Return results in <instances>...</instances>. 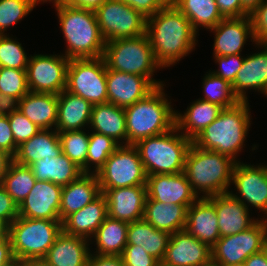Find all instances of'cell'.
<instances>
[{
  "instance_id": "obj_1",
  "label": "cell",
  "mask_w": 267,
  "mask_h": 266,
  "mask_svg": "<svg viewBox=\"0 0 267 266\" xmlns=\"http://www.w3.org/2000/svg\"><path fill=\"white\" fill-rule=\"evenodd\" d=\"M146 33L162 69L190 54L198 41L191 22L172 2L146 18Z\"/></svg>"
},
{
  "instance_id": "obj_2",
  "label": "cell",
  "mask_w": 267,
  "mask_h": 266,
  "mask_svg": "<svg viewBox=\"0 0 267 266\" xmlns=\"http://www.w3.org/2000/svg\"><path fill=\"white\" fill-rule=\"evenodd\" d=\"M248 101L224 108L220 115L197 136L192 143L200 149L227 155L238 162L251 125Z\"/></svg>"
},
{
  "instance_id": "obj_3",
  "label": "cell",
  "mask_w": 267,
  "mask_h": 266,
  "mask_svg": "<svg viewBox=\"0 0 267 266\" xmlns=\"http://www.w3.org/2000/svg\"><path fill=\"white\" fill-rule=\"evenodd\" d=\"M235 164L227 155L200 149L192 143L185 158L184 173L198 198H209L230 191Z\"/></svg>"
},
{
  "instance_id": "obj_4",
  "label": "cell",
  "mask_w": 267,
  "mask_h": 266,
  "mask_svg": "<svg viewBox=\"0 0 267 266\" xmlns=\"http://www.w3.org/2000/svg\"><path fill=\"white\" fill-rule=\"evenodd\" d=\"M55 9L67 43L63 55L70 60L103 57L106 41L100 32L95 11L69 5Z\"/></svg>"
},
{
  "instance_id": "obj_5",
  "label": "cell",
  "mask_w": 267,
  "mask_h": 266,
  "mask_svg": "<svg viewBox=\"0 0 267 266\" xmlns=\"http://www.w3.org/2000/svg\"><path fill=\"white\" fill-rule=\"evenodd\" d=\"M164 92L156 87L145 98L125 107L127 144L166 133L176 126V111Z\"/></svg>"
},
{
  "instance_id": "obj_6",
  "label": "cell",
  "mask_w": 267,
  "mask_h": 266,
  "mask_svg": "<svg viewBox=\"0 0 267 266\" xmlns=\"http://www.w3.org/2000/svg\"><path fill=\"white\" fill-rule=\"evenodd\" d=\"M192 141L175 126L166 133L139 140V151L147 176L184 172L185 158Z\"/></svg>"
},
{
  "instance_id": "obj_7",
  "label": "cell",
  "mask_w": 267,
  "mask_h": 266,
  "mask_svg": "<svg viewBox=\"0 0 267 266\" xmlns=\"http://www.w3.org/2000/svg\"><path fill=\"white\" fill-rule=\"evenodd\" d=\"M103 58L110 70L146 77L155 87L164 85L153 78L162 67L154 58L147 33L106 42Z\"/></svg>"
},
{
  "instance_id": "obj_8",
  "label": "cell",
  "mask_w": 267,
  "mask_h": 266,
  "mask_svg": "<svg viewBox=\"0 0 267 266\" xmlns=\"http://www.w3.org/2000/svg\"><path fill=\"white\" fill-rule=\"evenodd\" d=\"M62 232L60 220L29 219L18 216L9 225V237L15 260H42Z\"/></svg>"
},
{
  "instance_id": "obj_9",
  "label": "cell",
  "mask_w": 267,
  "mask_h": 266,
  "mask_svg": "<svg viewBox=\"0 0 267 266\" xmlns=\"http://www.w3.org/2000/svg\"><path fill=\"white\" fill-rule=\"evenodd\" d=\"M100 189L146 186L147 173L135 145H119L96 173Z\"/></svg>"
},
{
  "instance_id": "obj_10",
  "label": "cell",
  "mask_w": 267,
  "mask_h": 266,
  "mask_svg": "<svg viewBox=\"0 0 267 266\" xmlns=\"http://www.w3.org/2000/svg\"><path fill=\"white\" fill-rule=\"evenodd\" d=\"M65 90L92 105L107 103V66L104 58L71 59Z\"/></svg>"
},
{
  "instance_id": "obj_11",
  "label": "cell",
  "mask_w": 267,
  "mask_h": 266,
  "mask_svg": "<svg viewBox=\"0 0 267 266\" xmlns=\"http://www.w3.org/2000/svg\"><path fill=\"white\" fill-rule=\"evenodd\" d=\"M267 247V219L260 218L249 229L220 237L211 248L212 263L219 266L244 264L252 254Z\"/></svg>"
},
{
  "instance_id": "obj_12",
  "label": "cell",
  "mask_w": 267,
  "mask_h": 266,
  "mask_svg": "<svg viewBox=\"0 0 267 266\" xmlns=\"http://www.w3.org/2000/svg\"><path fill=\"white\" fill-rule=\"evenodd\" d=\"M106 42L146 33V17L120 0H107L95 10Z\"/></svg>"
},
{
  "instance_id": "obj_13",
  "label": "cell",
  "mask_w": 267,
  "mask_h": 266,
  "mask_svg": "<svg viewBox=\"0 0 267 266\" xmlns=\"http://www.w3.org/2000/svg\"><path fill=\"white\" fill-rule=\"evenodd\" d=\"M69 61L63 54L30 55L26 69L29 91L60 94L66 89Z\"/></svg>"
},
{
  "instance_id": "obj_14",
  "label": "cell",
  "mask_w": 267,
  "mask_h": 266,
  "mask_svg": "<svg viewBox=\"0 0 267 266\" xmlns=\"http://www.w3.org/2000/svg\"><path fill=\"white\" fill-rule=\"evenodd\" d=\"M236 162L232 181L238 195L229 191V193L240 200L249 209L255 207L265 214L262 218L267 219V165H251ZM247 202V203H246ZM264 212V213H263Z\"/></svg>"
},
{
  "instance_id": "obj_15",
  "label": "cell",
  "mask_w": 267,
  "mask_h": 266,
  "mask_svg": "<svg viewBox=\"0 0 267 266\" xmlns=\"http://www.w3.org/2000/svg\"><path fill=\"white\" fill-rule=\"evenodd\" d=\"M211 262V248L184 229L171 234L161 264L165 266H206Z\"/></svg>"
},
{
  "instance_id": "obj_16",
  "label": "cell",
  "mask_w": 267,
  "mask_h": 266,
  "mask_svg": "<svg viewBox=\"0 0 267 266\" xmlns=\"http://www.w3.org/2000/svg\"><path fill=\"white\" fill-rule=\"evenodd\" d=\"M147 198L164 204L190 207L198 196L194 193L184 172L147 176Z\"/></svg>"
},
{
  "instance_id": "obj_17",
  "label": "cell",
  "mask_w": 267,
  "mask_h": 266,
  "mask_svg": "<svg viewBox=\"0 0 267 266\" xmlns=\"http://www.w3.org/2000/svg\"><path fill=\"white\" fill-rule=\"evenodd\" d=\"M62 188L50 181L36 180L29 195L18 206L20 217L60 220Z\"/></svg>"
},
{
  "instance_id": "obj_18",
  "label": "cell",
  "mask_w": 267,
  "mask_h": 266,
  "mask_svg": "<svg viewBox=\"0 0 267 266\" xmlns=\"http://www.w3.org/2000/svg\"><path fill=\"white\" fill-rule=\"evenodd\" d=\"M107 200L108 217L132 223L143 219L146 186H130L114 189H100Z\"/></svg>"
},
{
  "instance_id": "obj_19",
  "label": "cell",
  "mask_w": 267,
  "mask_h": 266,
  "mask_svg": "<svg viewBox=\"0 0 267 266\" xmlns=\"http://www.w3.org/2000/svg\"><path fill=\"white\" fill-rule=\"evenodd\" d=\"M155 88L146 77L107 68L108 103L125 108L145 98Z\"/></svg>"
},
{
  "instance_id": "obj_20",
  "label": "cell",
  "mask_w": 267,
  "mask_h": 266,
  "mask_svg": "<svg viewBox=\"0 0 267 266\" xmlns=\"http://www.w3.org/2000/svg\"><path fill=\"white\" fill-rule=\"evenodd\" d=\"M215 34L213 55L229 56L241 54L247 39L256 43L249 15L241 18H227L221 20L209 31Z\"/></svg>"
},
{
  "instance_id": "obj_21",
  "label": "cell",
  "mask_w": 267,
  "mask_h": 266,
  "mask_svg": "<svg viewBox=\"0 0 267 266\" xmlns=\"http://www.w3.org/2000/svg\"><path fill=\"white\" fill-rule=\"evenodd\" d=\"M255 44L262 51L244 57L242 67L231 84L233 93L240 101H248L246 93L249 89L264 95L267 92V44Z\"/></svg>"
},
{
  "instance_id": "obj_22",
  "label": "cell",
  "mask_w": 267,
  "mask_h": 266,
  "mask_svg": "<svg viewBox=\"0 0 267 266\" xmlns=\"http://www.w3.org/2000/svg\"><path fill=\"white\" fill-rule=\"evenodd\" d=\"M215 206L220 237L235 235L253 226L259 219L250 218V211L229 192L208 198Z\"/></svg>"
},
{
  "instance_id": "obj_23",
  "label": "cell",
  "mask_w": 267,
  "mask_h": 266,
  "mask_svg": "<svg viewBox=\"0 0 267 266\" xmlns=\"http://www.w3.org/2000/svg\"><path fill=\"white\" fill-rule=\"evenodd\" d=\"M107 217V200L105 195L101 193L82 209L68 215L62 221V231L68 235L91 241L98 227Z\"/></svg>"
},
{
  "instance_id": "obj_24",
  "label": "cell",
  "mask_w": 267,
  "mask_h": 266,
  "mask_svg": "<svg viewBox=\"0 0 267 266\" xmlns=\"http://www.w3.org/2000/svg\"><path fill=\"white\" fill-rule=\"evenodd\" d=\"M218 217L208 198H198L187 209L185 230L212 248L220 238Z\"/></svg>"
},
{
  "instance_id": "obj_25",
  "label": "cell",
  "mask_w": 267,
  "mask_h": 266,
  "mask_svg": "<svg viewBox=\"0 0 267 266\" xmlns=\"http://www.w3.org/2000/svg\"><path fill=\"white\" fill-rule=\"evenodd\" d=\"M89 240L63 231L42 259L49 266H87L91 250Z\"/></svg>"
},
{
  "instance_id": "obj_26",
  "label": "cell",
  "mask_w": 267,
  "mask_h": 266,
  "mask_svg": "<svg viewBox=\"0 0 267 266\" xmlns=\"http://www.w3.org/2000/svg\"><path fill=\"white\" fill-rule=\"evenodd\" d=\"M92 106L86 99L63 90L58 94L55 130L58 133L85 130L84 127L90 124Z\"/></svg>"
},
{
  "instance_id": "obj_27",
  "label": "cell",
  "mask_w": 267,
  "mask_h": 266,
  "mask_svg": "<svg viewBox=\"0 0 267 266\" xmlns=\"http://www.w3.org/2000/svg\"><path fill=\"white\" fill-rule=\"evenodd\" d=\"M101 194L96 174H82L77 180L62 188L60 204V221L68 215L79 211Z\"/></svg>"
},
{
  "instance_id": "obj_28",
  "label": "cell",
  "mask_w": 267,
  "mask_h": 266,
  "mask_svg": "<svg viewBox=\"0 0 267 266\" xmlns=\"http://www.w3.org/2000/svg\"><path fill=\"white\" fill-rule=\"evenodd\" d=\"M90 131L107 135L119 145H127L125 109L112 103L92 106ZM125 141V142H124Z\"/></svg>"
},
{
  "instance_id": "obj_29",
  "label": "cell",
  "mask_w": 267,
  "mask_h": 266,
  "mask_svg": "<svg viewBox=\"0 0 267 266\" xmlns=\"http://www.w3.org/2000/svg\"><path fill=\"white\" fill-rule=\"evenodd\" d=\"M18 109L41 130L55 129L58 114V95L29 91L18 101Z\"/></svg>"
},
{
  "instance_id": "obj_30",
  "label": "cell",
  "mask_w": 267,
  "mask_h": 266,
  "mask_svg": "<svg viewBox=\"0 0 267 266\" xmlns=\"http://www.w3.org/2000/svg\"><path fill=\"white\" fill-rule=\"evenodd\" d=\"M62 153L59 134L55 129H42L32 138L18 146L13 160L30 166L40 159L54 158Z\"/></svg>"
},
{
  "instance_id": "obj_31",
  "label": "cell",
  "mask_w": 267,
  "mask_h": 266,
  "mask_svg": "<svg viewBox=\"0 0 267 266\" xmlns=\"http://www.w3.org/2000/svg\"><path fill=\"white\" fill-rule=\"evenodd\" d=\"M223 109L218 104L197 99L183 114L176 111V127L186 138L193 141L220 115Z\"/></svg>"
},
{
  "instance_id": "obj_32",
  "label": "cell",
  "mask_w": 267,
  "mask_h": 266,
  "mask_svg": "<svg viewBox=\"0 0 267 266\" xmlns=\"http://www.w3.org/2000/svg\"><path fill=\"white\" fill-rule=\"evenodd\" d=\"M187 209L186 205L164 204L146 199L143 219L155 229L173 234L185 229Z\"/></svg>"
},
{
  "instance_id": "obj_33",
  "label": "cell",
  "mask_w": 267,
  "mask_h": 266,
  "mask_svg": "<svg viewBox=\"0 0 267 266\" xmlns=\"http://www.w3.org/2000/svg\"><path fill=\"white\" fill-rule=\"evenodd\" d=\"M34 177L64 187L84 174L74 162L61 153L54 158L40 159L30 165Z\"/></svg>"
},
{
  "instance_id": "obj_34",
  "label": "cell",
  "mask_w": 267,
  "mask_h": 266,
  "mask_svg": "<svg viewBox=\"0 0 267 266\" xmlns=\"http://www.w3.org/2000/svg\"><path fill=\"white\" fill-rule=\"evenodd\" d=\"M170 236V233L155 229L144 219L129 223L127 228V244L142 246L160 263L168 247Z\"/></svg>"
},
{
  "instance_id": "obj_35",
  "label": "cell",
  "mask_w": 267,
  "mask_h": 266,
  "mask_svg": "<svg viewBox=\"0 0 267 266\" xmlns=\"http://www.w3.org/2000/svg\"><path fill=\"white\" fill-rule=\"evenodd\" d=\"M129 223L107 217L98 227L93 239L97 255H121L127 245ZM93 240V241H92Z\"/></svg>"
},
{
  "instance_id": "obj_36",
  "label": "cell",
  "mask_w": 267,
  "mask_h": 266,
  "mask_svg": "<svg viewBox=\"0 0 267 266\" xmlns=\"http://www.w3.org/2000/svg\"><path fill=\"white\" fill-rule=\"evenodd\" d=\"M171 2L189 19L197 33L200 27L208 30L224 19L215 0H171Z\"/></svg>"
},
{
  "instance_id": "obj_37",
  "label": "cell",
  "mask_w": 267,
  "mask_h": 266,
  "mask_svg": "<svg viewBox=\"0 0 267 266\" xmlns=\"http://www.w3.org/2000/svg\"><path fill=\"white\" fill-rule=\"evenodd\" d=\"M35 181L36 178L30 166L18 164L13 160L3 176L1 185L19 206L29 195Z\"/></svg>"
},
{
  "instance_id": "obj_38",
  "label": "cell",
  "mask_w": 267,
  "mask_h": 266,
  "mask_svg": "<svg viewBox=\"0 0 267 266\" xmlns=\"http://www.w3.org/2000/svg\"><path fill=\"white\" fill-rule=\"evenodd\" d=\"M202 88L204 97L199 99L218 104L223 108L233 107L240 102L233 93L232 85L210 71L203 78Z\"/></svg>"
},
{
  "instance_id": "obj_39",
  "label": "cell",
  "mask_w": 267,
  "mask_h": 266,
  "mask_svg": "<svg viewBox=\"0 0 267 266\" xmlns=\"http://www.w3.org/2000/svg\"><path fill=\"white\" fill-rule=\"evenodd\" d=\"M118 146L119 144L111 137L91 131L86 158V173L96 174Z\"/></svg>"
},
{
  "instance_id": "obj_40",
  "label": "cell",
  "mask_w": 267,
  "mask_h": 266,
  "mask_svg": "<svg viewBox=\"0 0 267 266\" xmlns=\"http://www.w3.org/2000/svg\"><path fill=\"white\" fill-rule=\"evenodd\" d=\"M62 153L86 173V158L89 147V134L83 130L58 133Z\"/></svg>"
},
{
  "instance_id": "obj_41",
  "label": "cell",
  "mask_w": 267,
  "mask_h": 266,
  "mask_svg": "<svg viewBox=\"0 0 267 266\" xmlns=\"http://www.w3.org/2000/svg\"><path fill=\"white\" fill-rule=\"evenodd\" d=\"M28 61L29 56L16 38L0 35V67L26 70Z\"/></svg>"
},
{
  "instance_id": "obj_42",
  "label": "cell",
  "mask_w": 267,
  "mask_h": 266,
  "mask_svg": "<svg viewBox=\"0 0 267 266\" xmlns=\"http://www.w3.org/2000/svg\"><path fill=\"white\" fill-rule=\"evenodd\" d=\"M32 0H0V35L33 11Z\"/></svg>"
},
{
  "instance_id": "obj_43",
  "label": "cell",
  "mask_w": 267,
  "mask_h": 266,
  "mask_svg": "<svg viewBox=\"0 0 267 266\" xmlns=\"http://www.w3.org/2000/svg\"><path fill=\"white\" fill-rule=\"evenodd\" d=\"M0 92L22 99L29 92L26 70L0 67Z\"/></svg>"
},
{
  "instance_id": "obj_44",
  "label": "cell",
  "mask_w": 267,
  "mask_h": 266,
  "mask_svg": "<svg viewBox=\"0 0 267 266\" xmlns=\"http://www.w3.org/2000/svg\"><path fill=\"white\" fill-rule=\"evenodd\" d=\"M8 119L17 147L32 138L41 130L37 125L23 115L19 109L13 111L8 116Z\"/></svg>"
},
{
  "instance_id": "obj_45",
  "label": "cell",
  "mask_w": 267,
  "mask_h": 266,
  "mask_svg": "<svg viewBox=\"0 0 267 266\" xmlns=\"http://www.w3.org/2000/svg\"><path fill=\"white\" fill-rule=\"evenodd\" d=\"M213 58L215 59V63H218L219 69L216 71L210 70V72L232 84L236 74L242 67L244 57L241 54H233L229 56H214Z\"/></svg>"
},
{
  "instance_id": "obj_46",
  "label": "cell",
  "mask_w": 267,
  "mask_h": 266,
  "mask_svg": "<svg viewBox=\"0 0 267 266\" xmlns=\"http://www.w3.org/2000/svg\"><path fill=\"white\" fill-rule=\"evenodd\" d=\"M121 256L124 266H158L160 264L139 245L127 244Z\"/></svg>"
},
{
  "instance_id": "obj_47",
  "label": "cell",
  "mask_w": 267,
  "mask_h": 266,
  "mask_svg": "<svg viewBox=\"0 0 267 266\" xmlns=\"http://www.w3.org/2000/svg\"><path fill=\"white\" fill-rule=\"evenodd\" d=\"M256 43L267 44V0L249 14Z\"/></svg>"
},
{
  "instance_id": "obj_48",
  "label": "cell",
  "mask_w": 267,
  "mask_h": 266,
  "mask_svg": "<svg viewBox=\"0 0 267 266\" xmlns=\"http://www.w3.org/2000/svg\"><path fill=\"white\" fill-rule=\"evenodd\" d=\"M148 18L165 8L170 0H120Z\"/></svg>"
},
{
  "instance_id": "obj_49",
  "label": "cell",
  "mask_w": 267,
  "mask_h": 266,
  "mask_svg": "<svg viewBox=\"0 0 267 266\" xmlns=\"http://www.w3.org/2000/svg\"><path fill=\"white\" fill-rule=\"evenodd\" d=\"M18 216V205L0 184V220L9 226Z\"/></svg>"
},
{
  "instance_id": "obj_50",
  "label": "cell",
  "mask_w": 267,
  "mask_h": 266,
  "mask_svg": "<svg viewBox=\"0 0 267 266\" xmlns=\"http://www.w3.org/2000/svg\"><path fill=\"white\" fill-rule=\"evenodd\" d=\"M17 149L8 116H0V150L14 157Z\"/></svg>"
},
{
  "instance_id": "obj_51",
  "label": "cell",
  "mask_w": 267,
  "mask_h": 266,
  "mask_svg": "<svg viewBox=\"0 0 267 266\" xmlns=\"http://www.w3.org/2000/svg\"><path fill=\"white\" fill-rule=\"evenodd\" d=\"M221 16L227 18H241L249 15L242 7L241 0H215Z\"/></svg>"
},
{
  "instance_id": "obj_52",
  "label": "cell",
  "mask_w": 267,
  "mask_h": 266,
  "mask_svg": "<svg viewBox=\"0 0 267 266\" xmlns=\"http://www.w3.org/2000/svg\"><path fill=\"white\" fill-rule=\"evenodd\" d=\"M87 266H124L121 255H97L90 253Z\"/></svg>"
},
{
  "instance_id": "obj_53",
  "label": "cell",
  "mask_w": 267,
  "mask_h": 266,
  "mask_svg": "<svg viewBox=\"0 0 267 266\" xmlns=\"http://www.w3.org/2000/svg\"><path fill=\"white\" fill-rule=\"evenodd\" d=\"M14 261L10 237L0 239V266H8Z\"/></svg>"
},
{
  "instance_id": "obj_54",
  "label": "cell",
  "mask_w": 267,
  "mask_h": 266,
  "mask_svg": "<svg viewBox=\"0 0 267 266\" xmlns=\"http://www.w3.org/2000/svg\"><path fill=\"white\" fill-rule=\"evenodd\" d=\"M18 109V100L0 92V116H9Z\"/></svg>"
},
{
  "instance_id": "obj_55",
  "label": "cell",
  "mask_w": 267,
  "mask_h": 266,
  "mask_svg": "<svg viewBox=\"0 0 267 266\" xmlns=\"http://www.w3.org/2000/svg\"><path fill=\"white\" fill-rule=\"evenodd\" d=\"M245 266H267V247L252 254L244 262Z\"/></svg>"
},
{
  "instance_id": "obj_56",
  "label": "cell",
  "mask_w": 267,
  "mask_h": 266,
  "mask_svg": "<svg viewBox=\"0 0 267 266\" xmlns=\"http://www.w3.org/2000/svg\"><path fill=\"white\" fill-rule=\"evenodd\" d=\"M107 0H68V5L75 8L96 10Z\"/></svg>"
},
{
  "instance_id": "obj_57",
  "label": "cell",
  "mask_w": 267,
  "mask_h": 266,
  "mask_svg": "<svg viewBox=\"0 0 267 266\" xmlns=\"http://www.w3.org/2000/svg\"><path fill=\"white\" fill-rule=\"evenodd\" d=\"M13 161V157L3 150H0V184L3 176L6 174L10 163Z\"/></svg>"
},
{
  "instance_id": "obj_58",
  "label": "cell",
  "mask_w": 267,
  "mask_h": 266,
  "mask_svg": "<svg viewBox=\"0 0 267 266\" xmlns=\"http://www.w3.org/2000/svg\"><path fill=\"white\" fill-rule=\"evenodd\" d=\"M264 0H241L242 7L250 14L257 8Z\"/></svg>"
},
{
  "instance_id": "obj_59",
  "label": "cell",
  "mask_w": 267,
  "mask_h": 266,
  "mask_svg": "<svg viewBox=\"0 0 267 266\" xmlns=\"http://www.w3.org/2000/svg\"><path fill=\"white\" fill-rule=\"evenodd\" d=\"M42 1H43V3L44 2H49V3L52 2V3H54L53 5L55 7L63 6V5H68V0H32V3L34 5V7H36V5L38 3H40V2H42Z\"/></svg>"
},
{
  "instance_id": "obj_60",
  "label": "cell",
  "mask_w": 267,
  "mask_h": 266,
  "mask_svg": "<svg viewBox=\"0 0 267 266\" xmlns=\"http://www.w3.org/2000/svg\"><path fill=\"white\" fill-rule=\"evenodd\" d=\"M9 236V226L0 220V239L7 238Z\"/></svg>"
},
{
  "instance_id": "obj_61",
  "label": "cell",
  "mask_w": 267,
  "mask_h": 266,
  "mask_svg": "<svg viewBox=\"0 0 267 266\" xmlns=\"http://www.w3.org/2000/svg\"><path fill=\"white\" fill-rule=\"evenodd\" d=\"M24 266H49L43 260H32L24 262Z\"/></svg>"
},
{
  "instance_id": "obj_62",
  "label": "cell",
  "mask_w": 267,
  "mask_h": 266,
  "mask_svg": "<svg viewBox=\"0 0 267 266\" xmlns=\"http://www.w3.org/2000/svg\"><path fill=\"white\" fill-rule=\"evenodd\" d=\"M8 266H24V262L19 261V260H15L14 262H12L10 265Z\"/></svg>"
},
{
  "instance_id": "obj_63",
  "label": "cell",
  "mask_w": 267,
  "mask_h": 266,
  "mask_svg": "<svg viewBox=\"0 0 267 266\" xmlns=\"http://www.w3.org/2000/svg\"><path fill=\"white\" fill-rule=\"evenodd\" d=\"M206 266H219V265H216V264H214V263L211 262L210 264H208Z\"/></svg>"
},
{
  "instance_id": "obj_64",
  "label": "cell",
  "mask_w": 267,
  "mask_h": 266,
  "mask_svg": "<svg viewBox=\"0 0 267 266\" xmlns=\"http://www.w3.org/2000/svg\"><path fill=\"white\" fill-rule=\"evenodd\" d=\"M231 266H245L244 264H240V265H231Z\"/></svg>"
}]
</instances>
